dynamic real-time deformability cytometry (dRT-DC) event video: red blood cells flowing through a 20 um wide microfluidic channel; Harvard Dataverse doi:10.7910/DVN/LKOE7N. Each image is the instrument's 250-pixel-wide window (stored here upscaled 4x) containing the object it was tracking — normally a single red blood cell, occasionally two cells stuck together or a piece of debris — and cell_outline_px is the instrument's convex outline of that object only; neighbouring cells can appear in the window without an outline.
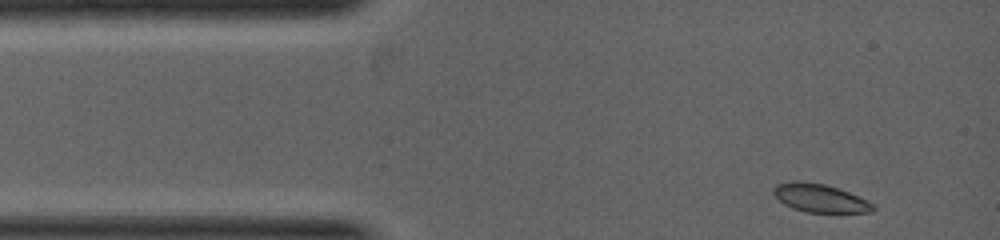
{"species": "common noctule bat (a hibernating species)", "species_latin": "Nyctalus noctula", "temperature_condition": "warm", "stored_images_in_passage": 4, "camera_frame_rate_fps": 5000, "um_per_image_px": 0.085, "animal": {"sex": "female", "body_mass_g": 19.0, "forearm_length_mm": 53.3}, "frame": {"image": 1, "passage_image": 1, "time_ms": 0.0, "image_size_px": [1000, 240], "cell_outline_px": [[876, 208], [872, 212], [808, 212], [792, 208], [784, 204], [772, 192], [772, 188], [776, 184], [792, 180], [800, 180], [824, 184], [848, 192], [868, 200], [876, 204]], "centroid_in_image_um": [69.69, 16.83], "position_along_channel_um": 15.3, "area_um2": 16.47}}
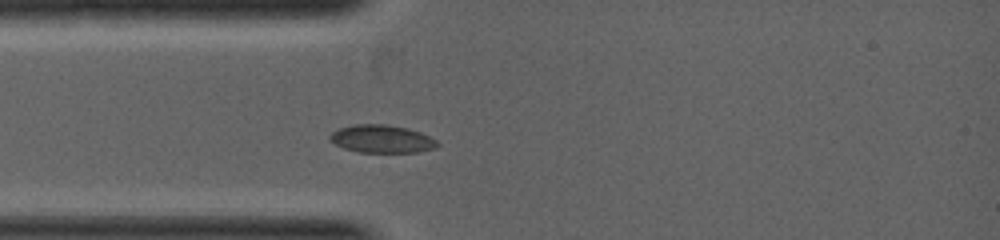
{"frame": {"image": 2, "passage_image": 4, "time_ms": 1.2, "image_size_px": [1000, 240], "cell_outline_px": [[440, 144], [436, 148], [416, 152], [360, 152], [344, 148], [336, 144], [328, 136], [332, 132], [340, 128], [352, 124], [384, 124], [408, 128], [420, 132], [436, 140]], "centroid_in_image_um": [32.47, 11.8], "position_along_channel_um": 52.5, "area_um2": 17.34}}